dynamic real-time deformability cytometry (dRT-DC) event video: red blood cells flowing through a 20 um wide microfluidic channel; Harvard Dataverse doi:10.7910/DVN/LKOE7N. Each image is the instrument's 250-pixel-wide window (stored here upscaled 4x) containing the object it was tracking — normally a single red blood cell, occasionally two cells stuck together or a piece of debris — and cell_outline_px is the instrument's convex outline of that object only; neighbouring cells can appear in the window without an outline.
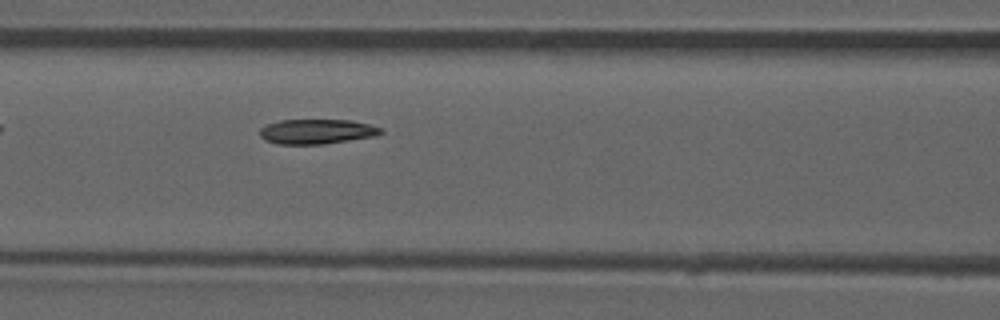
{"species": "common noctule bat (a hibernating species)", "species_latin": "Nyctalus noctula", "temperature_condition": "room temperature", "stored_images_in_passage": 36, "camera_frame_rate_fps": 3000, "um_per_image_px": 0.085, "animal": {"sex": "male", "forearm_length_mm": 52.5}, "frame": {"image": 1, "passage_image": 6, "time_ms": 1.667, "image_size_px": [1000, 320], "cell_outline_px": [[384, 132], [376, 136], [324, 144], [276, 144], [264, 140], [260, 136], [260, 128], [268, 124], [280, 120], [352, 120], [384, 128]], "centroid_in_image_um": [26.95, 11.18], "position_along_channel_um": 139.7, "area_um2": 17.63}}